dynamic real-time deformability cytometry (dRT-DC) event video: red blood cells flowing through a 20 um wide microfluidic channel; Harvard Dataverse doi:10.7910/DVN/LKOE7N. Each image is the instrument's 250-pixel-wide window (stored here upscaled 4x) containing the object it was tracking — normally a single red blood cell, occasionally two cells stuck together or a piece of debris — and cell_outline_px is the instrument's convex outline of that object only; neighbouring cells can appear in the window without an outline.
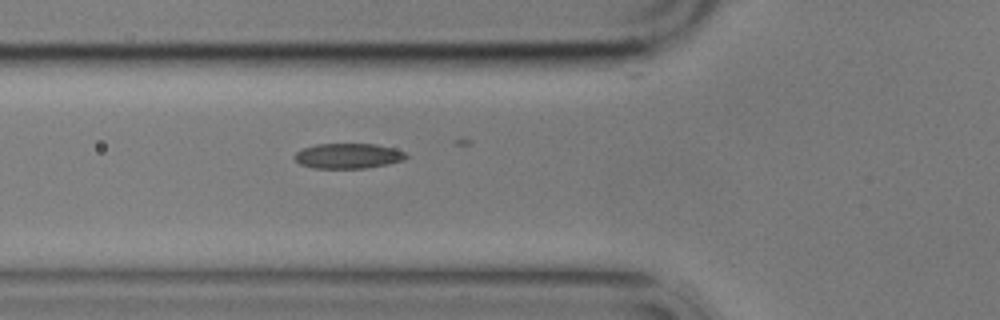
{"species": "common noctule bat (a hibernating species)", "species_latin": "Nyctalus noctula", "temperature_condition": "cold", "stored_images_in_passage": 2, "camera_frame_rate_fps": 3000, "um_per_image_px": 0.085, "animal": {"sex": "male", "body_mass_g": 17.9}, "frame": {"image": 1, "passage_image": 2, "time_ms": 1.0, "image_size_px": [1000, 320], "cell_outline_px": [[408, 156], [404, 160], [388, 164], [364, 168], [316, 168], [300, 164], [292, 156], [296, 152], [304, 148], [316, 144], [376, 144], [392, 148], [404, 152]], "centroid_in_image_um": [29.58, 13.25], "position_along_channel_um": 96.2, "area_um2": 16.24}}